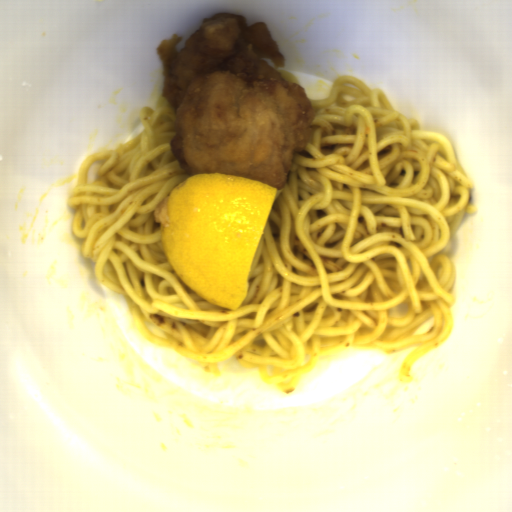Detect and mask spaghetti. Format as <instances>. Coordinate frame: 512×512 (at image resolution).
Returning <instances> with one entry per match:
<instances>
[{
    "mask_svg": "<svg viewBox=\"0 0 512 512\" xmlns=\"http://www.w3.org/2000/svg\"><path fill=\"white\" fill-rule=\"evenodd\" d=\"M279 72L286 82H294L298 84V77L293 72L285 70Z\"/></svg>",
    "mask_w": 512,
    "mask_h": 512,
    "instance_id": "8bdb9b5d",
    "label": "spaghetti"
},
{
    "mask_svg": "<svg viewBox=\"0 0 512 512\" xmlns=\"http://www.w3.org/2000/svg\"><path fill=\"white\" fill-rule=\"evenodd\" d=\"M292 154L237 310L209 302L169 264L154 209L190 175L171 148L176 113L162 95L144 130L79 166L65 201L81 257L122 297L140 331L222 376L236 359L281 393L319 358L413 347L399 378L453 330L457 275L443 253L475 187L441 133L422 129L383 90L339 76Z\"/></svg>",
    "mask_w": 512,
    "mask_h": 512,
    "instance_id": "c7327b10",
    "label": "spaghetti"
}]
</instances>
